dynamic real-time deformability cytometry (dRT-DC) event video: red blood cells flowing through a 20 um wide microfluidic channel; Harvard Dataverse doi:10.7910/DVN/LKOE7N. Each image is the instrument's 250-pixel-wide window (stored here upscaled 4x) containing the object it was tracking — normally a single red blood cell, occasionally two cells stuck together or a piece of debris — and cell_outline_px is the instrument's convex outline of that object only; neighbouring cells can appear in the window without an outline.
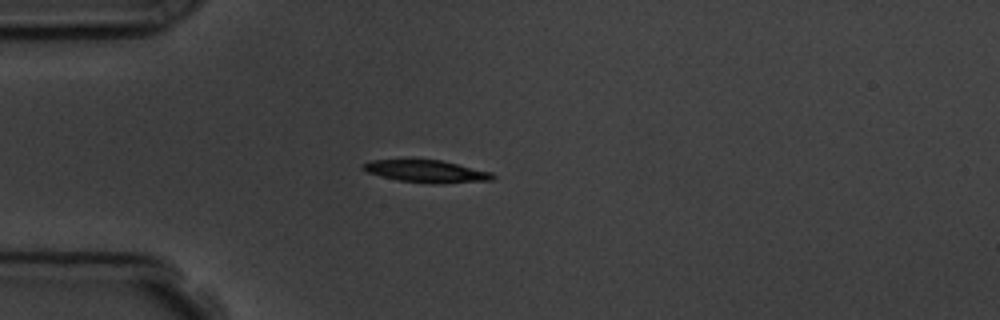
{"species": "common noctule bat (a hibernating species)", "species_latin": "Nyctalus noctula", "temperature_condition": "room temperature", "stored_images_in_passage": 2, "camera_frame_rate_fps": 3000, "um_per_image_px": 0.085, "animal": {"sex": "male", "body_mass_g": 19.5, "forearm_length_mm": 54.6}, "frame": {"image": 1, "passage_image": 1, "time_ms": 0.0, "image_size_px": [1000, 320], "cell_outline_px": [[496, 176], [492, 180], [432, 184], [396, 180], [368, 172], [360, 168], [360, 164], [372, 160], [440, 160], [492, 172]], "centroid_in_image_um": [36.23, 14.56], "position_along_channel_um": 48.8, "area_um2": 16.76}}